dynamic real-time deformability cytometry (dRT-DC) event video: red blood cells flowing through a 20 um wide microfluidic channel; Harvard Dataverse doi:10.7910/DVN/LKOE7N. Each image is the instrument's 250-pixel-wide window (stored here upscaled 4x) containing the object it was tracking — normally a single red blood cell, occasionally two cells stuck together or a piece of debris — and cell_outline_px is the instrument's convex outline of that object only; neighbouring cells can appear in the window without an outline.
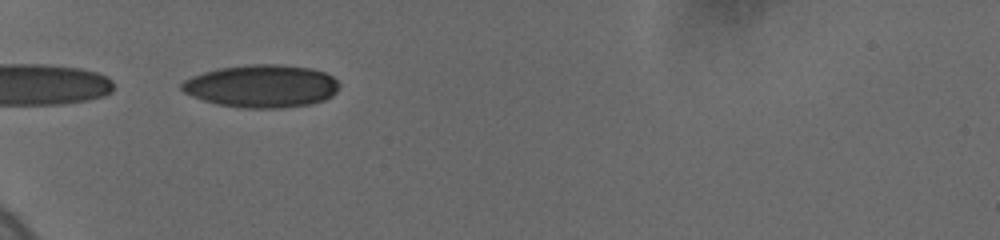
{"species": "human", "species_latin": "Homo sapiens", "temperature_condition": "cold", "stored_images_in_passage": 34, "camera_frame_rate_fps": 3000, "um_per_image_px": 0.085, "donor": {"sex": "female"}, "frame": {"image": 1, "passage_image": 1, "time_ms": 0.0, "image_size_px": [1000, 240], "cell_outline_px": [[340, 88], [332, 96], [324, 100], [312, 104], [284, 108], [244, 108], [216, 104], [192, 96], [184, 92], [180, 88], [180, 84], [184, 80], [192, 76], [204, 72], [220, 68], [252, 64], [276, 64], [308, 68], [324, 72], [332, 76], [340, 84]], "centroid_in_image_um": [22.25, 7.33], "position_along_channel_um": 62.7, "area_um2": 39.3}}
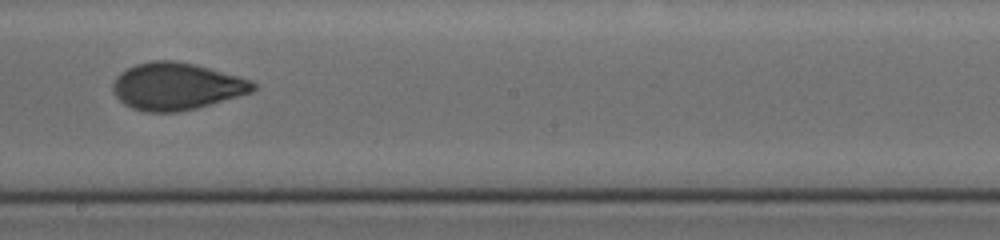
{"frame": {"image": 2, "passage_image": 15, "time_ms": 5.0, "image_size_px": [1000, 240], "cell_outline_px": [[256, 88], [252, 92], [240, 96], [196, 108], [180, 112], [144, 112], [132, 108], [124, 104], [112, 92], [112, 84], [116, 76], [120, 72], [136, 64], [152, 60], [172, 60], [196, 64], [252, 80], [256, 84]], "centroid_in_image_um": [14.99, 7.34], "position_along_channel_um": 233.2, "area_um2": 38.78}}
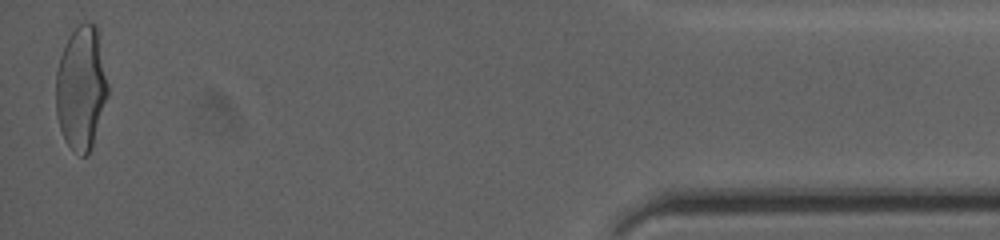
{"frame": {"image": 3, "passage_image": 34, "time_ms": 12.0, "image_size_px": [1000, 240], "cell_outline_px": [[108, 96], [88, 156], [80, 156], [64, 140], [56, 116], [56, 72], [60, 56], [68, 36], [84, 20], [92, 20], [96, 24], [108, 84]], "centroid_in_image_um": [6.89, 7.45], "position_along_channel_um": 428.3, "area_um2": 37.51}, "authors_computed_cell_mechanics": {"area_um2": 37.6278, "velocity_mm_per_s": 3.6975, "shape_relaxation_time_tau1_ms": 4.7747, "shape_relaxation_time_tau2_ms": 0.7883, "deformation_change_tau1": 0.1527, "deformation_change_tau2": 0.0473}}